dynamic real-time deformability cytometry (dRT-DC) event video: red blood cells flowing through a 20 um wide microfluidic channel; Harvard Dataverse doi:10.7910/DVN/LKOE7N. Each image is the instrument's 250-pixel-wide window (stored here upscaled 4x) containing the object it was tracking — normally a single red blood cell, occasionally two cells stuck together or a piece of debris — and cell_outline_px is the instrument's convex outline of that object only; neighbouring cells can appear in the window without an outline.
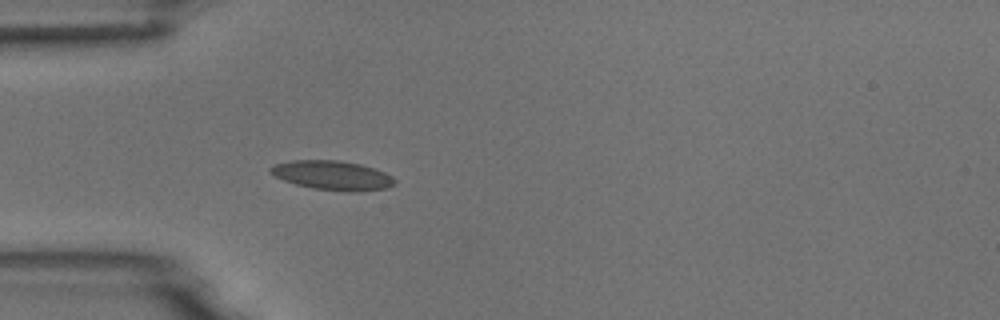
{"species": "common noctule bat (a hibernating species)", "species_latin": "Nyctalus noctula", "temperature_condition": "room temperature", "stored_images_in_passage": 1, "camera_frame_rate_fps": 3000, "um_per_image_px": 0.085, "animal": {"sex": "male", "body_mass_g": 18.8}, "frame": {"image": 1, "passage_image": 1, "time_ms": 0.0, "image_size_px": [1000, 320], "cell_outline_px": [[396, 184], [388, 188], [356, 192], [348, 192], [312, 188], [296, 184], [284, 180], [268, 172], [268, 168], [276, 164], [292, 160], [336, 160], [360, 164], [384, 172], [392, 176], [396, 180]], "centroid_in_image_um": [28.27, 14.91], "position_along_channel_um": 56.7, "area_um2": 21.21}}